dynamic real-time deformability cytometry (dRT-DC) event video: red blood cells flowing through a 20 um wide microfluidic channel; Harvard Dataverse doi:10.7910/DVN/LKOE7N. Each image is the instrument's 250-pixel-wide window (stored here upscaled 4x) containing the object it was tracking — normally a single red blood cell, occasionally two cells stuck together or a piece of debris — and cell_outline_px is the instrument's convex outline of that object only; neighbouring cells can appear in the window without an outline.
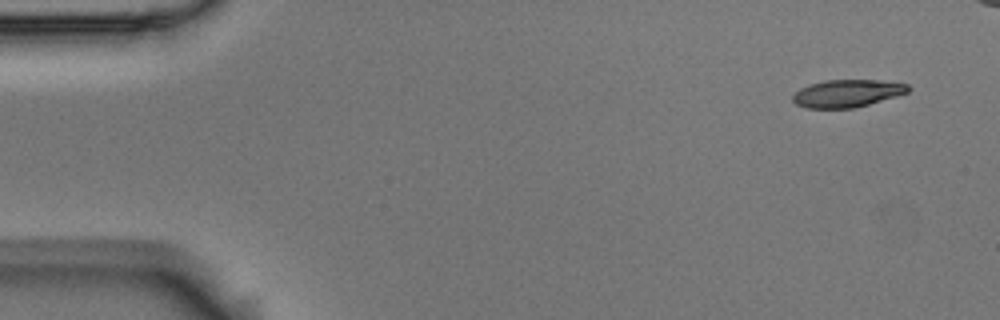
{"species": "Egyptian fruit bat (a non-hibernating species)", "species_latin": "Rousettus aegyptiacus", "temperature_condition": "room temperature", "stored_images_in_passage": 5, "camera_frame_rate_fps": 3000, "um_per_image_px": 0.085, "animal": {"sex": "male"}, "frame": {"image": 1, "passage_image": 1, "time_ms": 0.0, "image_size_px": [1000, 320], "cell_outline_px": [[912, 88], [908, 92], [896, 96], [868, 104], [852, 108], [808, 108], [796, 104], [792, 100], [792, 96], [800, 88], [808, 84], [824, 80], [880, 80], [908, 84]], "centroid_in_image_um": [72.0, 7.92], "position_along_channel_um": 13.0, "area_um2": 18.5}}